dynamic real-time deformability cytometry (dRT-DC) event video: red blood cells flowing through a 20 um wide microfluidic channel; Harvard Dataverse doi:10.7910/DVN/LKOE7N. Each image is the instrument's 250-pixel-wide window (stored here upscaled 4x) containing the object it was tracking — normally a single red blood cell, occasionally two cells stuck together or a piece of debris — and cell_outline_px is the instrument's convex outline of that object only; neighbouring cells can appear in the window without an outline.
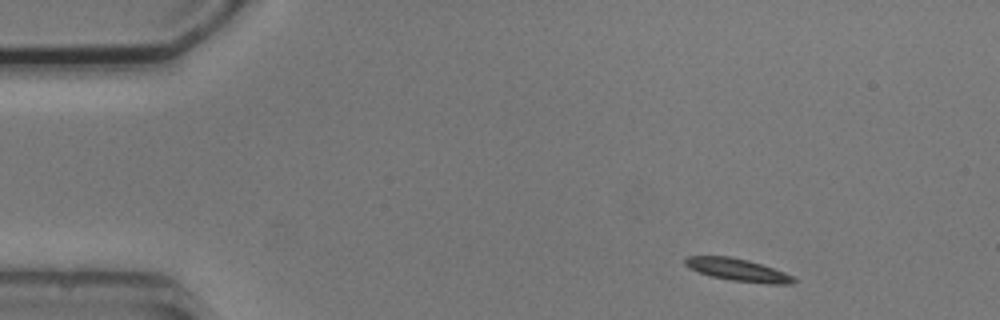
{"species": "common noctule bat (a hibernating species)", "species_latin": "Nyctalus noctula", "temperature_condition": "cold", "stored_images_in_passage": 4, "camera_frame_rate_fps": 3000, "um_per_image_px": 0.085, "animal": {"sex": "male", "body_mass_g": 20.5, "forearm_length_mm": 52.5}, "frame": {"image": 1, "passage_image": 1, "time_ms": 0.0, "image_size_px": [1000, 320], "cell_outline_px": [[796, 280], [792, 284], [768, 284], [732, 280], [712, 276], [688, 268], [684, 264], [684, 260], [688, 256], [732, 256], [748, 260], [784, 272], [792, 276]], "centroid_in_image_um": [62.7, 22.93], "position_along_channel_um": 22.3, "area_um2": 14.05}}